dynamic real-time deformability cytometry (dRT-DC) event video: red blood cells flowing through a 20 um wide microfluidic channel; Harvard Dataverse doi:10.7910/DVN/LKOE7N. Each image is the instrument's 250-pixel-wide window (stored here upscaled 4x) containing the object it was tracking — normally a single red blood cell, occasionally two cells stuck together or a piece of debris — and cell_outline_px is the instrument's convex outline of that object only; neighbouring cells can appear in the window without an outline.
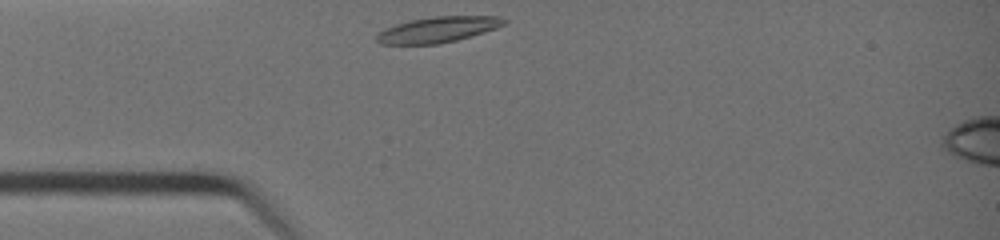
{"species": "common noctule bat (a hibernating species)", "species_latin": "Nyctalus noctula", "temperature_condition": "warm", "stored_images_in_passage": 24, "camera_frame_rate_fps": 3000, "um_per_image_px": 0.085, "animal": {"sex": "female", "body_mass_g": 19.0, "forearm_length_mm": 51.5}, "frame": {"image": 1, "passage_image": 1, "time_ms": 0.0, "image_size_px": [1000, 240], "cell_outline_px": [[508, 20], [504, 24], [496, 28], [484, 32], [456, 40], [440, 44], [380, 44], [376, 40], [376, 36], [384, 28], [396, 24], [412, 20], [432, 16], [500, 16]], "centroid_in_image_um": [37.22, 2.51], "position_along_channel_um": 47.8, "area_um2": 19.02}}
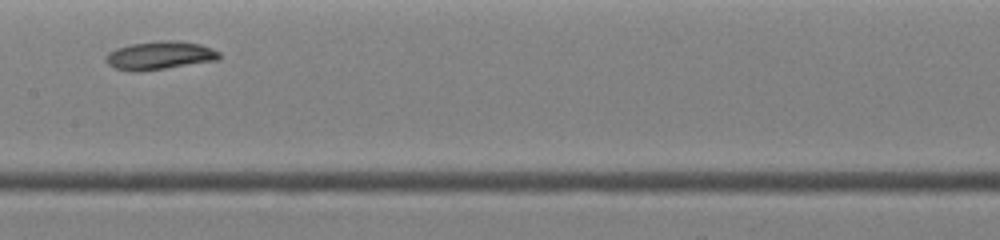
{"frame": {"image": 2, "passage_image": 11, "time_ms": 3.333, "image_size_px": [1000, 240], "cell_outline_px": [[220, 60], [164, 68], [132, 72], [116, 68], [108, 64], [104, 60], [104, 56], [108, 52], [116, 48], [128, 44], [156, 40], [172, 40], [200, 44], [212, 48], [220, 52]], "centroid_in_image_um": [13.55, 4.7], "position_along_channel_um": 193.8, "area_um2": 18.84}}
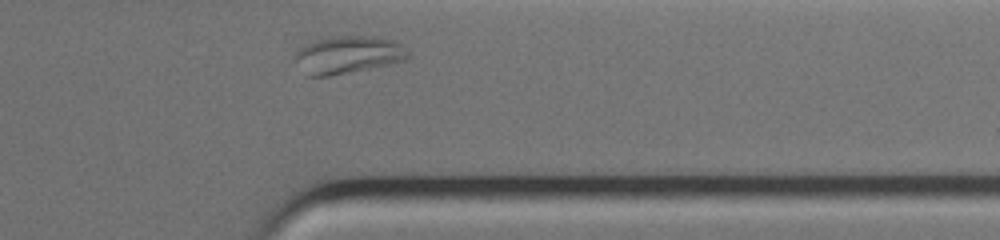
{"frame": {"image": 3, "passage_image": 23, "time_ms": 7.333, "image_size_px": [1000, 240], "cell_outline_px": [[408, 56], [404, 60], [392, 64], [328, 76], [308, 76], [296, 60], [296, 52], [304, 44], [316, 40], [332, 36], [372, 36], [396, 40], [408, 52]], "centroid_in_image_um": [29.6, 4.64], "position_along_channel_um": 381.8, "area_um2": 24.51}, "authors_computed_cell_mechanics": {"area_um2": 18.9295, "velocity_mm_per_s": 4.6781, "shape_relaxation_time_tau1_ms": null, "shape_relaxation_time_tau2_ms": 1.5268, "deformation_change_tau1": null, "deformation_change_tau2": 0.0476}}